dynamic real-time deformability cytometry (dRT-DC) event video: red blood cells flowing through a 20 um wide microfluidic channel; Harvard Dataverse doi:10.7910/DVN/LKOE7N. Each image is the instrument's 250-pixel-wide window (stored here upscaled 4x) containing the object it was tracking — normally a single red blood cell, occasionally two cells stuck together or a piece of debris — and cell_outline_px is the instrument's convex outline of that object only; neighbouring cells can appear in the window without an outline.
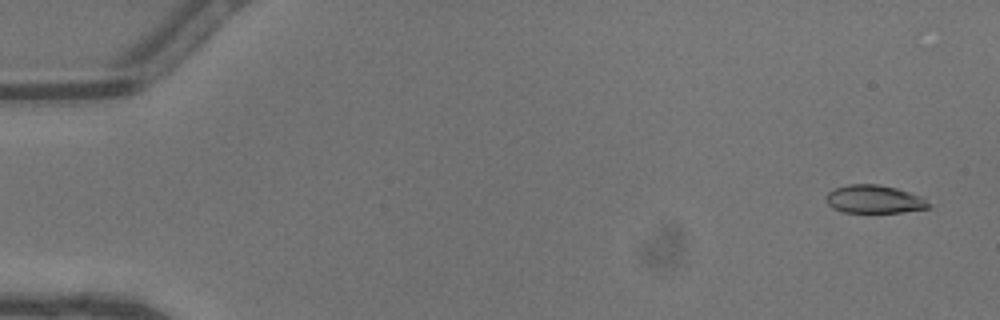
{"species": "common noctule bat (a hibernating species)", "species_latin": "Nyctalus noctula", "temperature_condition": "warm", "stored_images_in_passage": 45, "camera_frame_rate_fps": 3000, "um_per_image_px": 0.085, "animal": {"sex": "male", "body_mass_g": 13.3}, "frame": {"image": 1, "passage_image": 2, "time_ms": 0.333, "image_size_px": [1000, 320], "cell_outline_px": [[932, 208], [904, 212], [844, 212], [832, 208], [828, 204], [828, 192], [836, 188], [848, 184], [876, 184], [896, 188], [924, 196], [932, 204]], "centroid_in_image_um": [74.41, 16.94], "position_along_channel_um": 10.6, "area_um2": 16.94}}
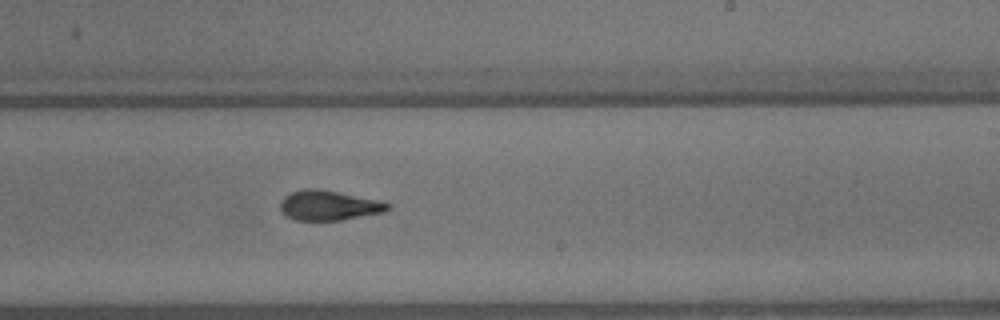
{"frame": {"image": 2, "passage_image": 28, "time_ms": 9.0, "image_size_px": [1000, 320], "cell_outline_px": [[392, 208], [384, 212], [340, 220], [296, 220], [288, 216], [280, 208], [280, 200], [284, 196], [292, 192], [304, 188], [320, 188], [380, 200], [392, 204]], "centroid_in_image_um": [27.99, 17.44], "position_along_channel_um": 261.0, "area_um2": 18.84}}
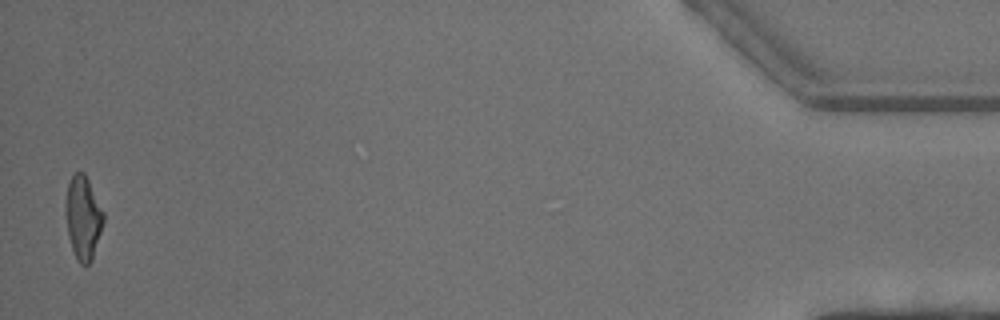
{"frame": {"image": 3, "passage_image": 45, "time_ms": 14.667, "image_size_px": [1000, 320], "cell_outline_px": [[104, 220], [92, 260], [88, 264], [80, 264], [76, 260], [68, 236], [64, 208], [64, 204], [68, 184], [72, 176], [76, 172], [84, 172], [104, 212]], "centroid_in_image_um": [7.04, 18.51], "position_along_channel_um": 428.2, "area_um2": 18.44}, "authors_computed_cell_mechanics": {"area_um2": 18.5538, "velocity_mm_per_s": 4.5925, "shape_relaxation_time_tau1_ms": 3.6588, "shape_relaxation_time_tau2_ms": 2.433, "deformation_change_tau1": 0.1782, "deformation_change_tau2": 0.085}}